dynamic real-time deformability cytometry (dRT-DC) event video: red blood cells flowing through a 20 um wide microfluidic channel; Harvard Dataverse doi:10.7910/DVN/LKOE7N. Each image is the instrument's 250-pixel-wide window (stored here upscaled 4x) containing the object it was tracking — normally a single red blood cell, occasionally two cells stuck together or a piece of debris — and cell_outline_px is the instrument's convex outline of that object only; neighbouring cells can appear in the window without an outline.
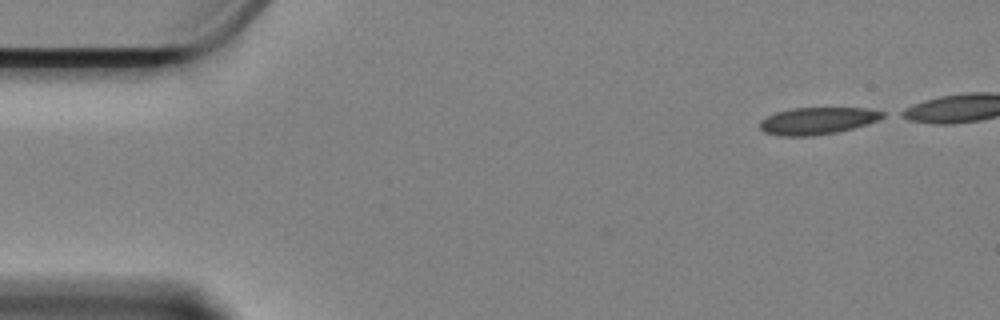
{"species": "Egyptian fruit bat (a non-hibernating species)", "species_latin": "Rousettus aegyptiacus", "temperature_condition": "cold", "stored_images_in_passage": 47, "camera_frame_rate_fps": 3000, "um_per_image_px": 0.085, "animal": {"sex": "female"}, "frame": {"image": 1, "passage_image": 1, "time_ms": 0.0, "image_size_px": [1000, 320], "cell_outline_px": [[888, 116], [880, 120], [868, 124], [836, 132], [812, 136], [776, 136], [764, 132], [760, 128], [760, 120], [776, 112], [792, 108], [868, 108], [884, 112]], "centroid_in_image_um": [69.51, 10.27], "position_along_channel_um": 15.5, "area_um2": 19.54}}
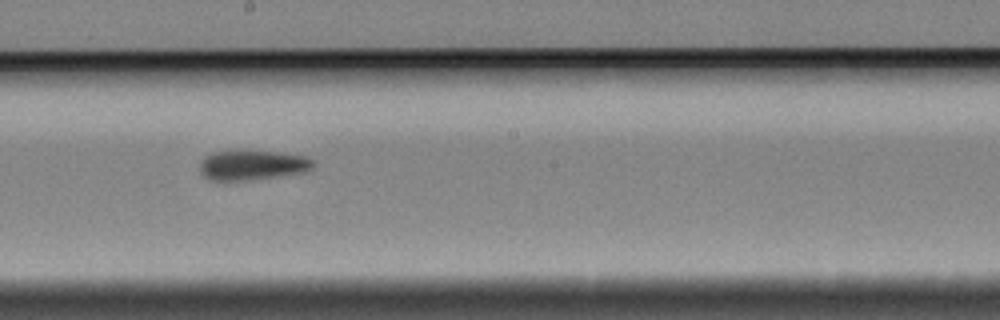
{"frame": {"image": 2, "passage_image": 28, "time_ms": 9.0, "image_size_px": [1000, 320], "cell_outline_px": [[316, 164], [312, 168], [304, 172], [248, 180], [208, 180], [200, 172], [200, 160], [204, 156], [212, 152], [236, 148], [276, 152], [308, 156]], "centroid_in_image_um": [21.4, 13.99], "position_along_channel_um": 226.8, "area_um2": 20.35}}
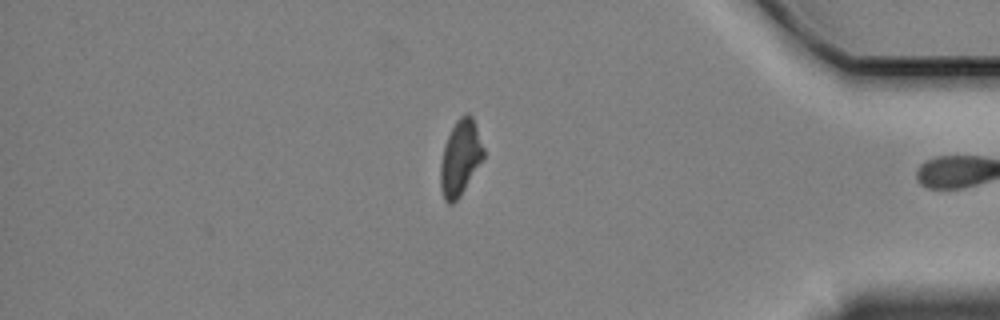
{"frame": {"image": 3, "passage_image": 46, "time_ms": 15.0, "image_size_px": [1000, 320], "cell_outline_px": [[484, 156], [460, 196], [452, 204], [448, 204], [444, 200], [440, 188], [440, 164], [444, 144], [456, 120], [464, 112], [468, 112], [472, 116], [484, 148]], "centroid_in_image_um": [39.1, 13.4], "position_along_channel_um": 396.1, "area_um2": 18.84}}